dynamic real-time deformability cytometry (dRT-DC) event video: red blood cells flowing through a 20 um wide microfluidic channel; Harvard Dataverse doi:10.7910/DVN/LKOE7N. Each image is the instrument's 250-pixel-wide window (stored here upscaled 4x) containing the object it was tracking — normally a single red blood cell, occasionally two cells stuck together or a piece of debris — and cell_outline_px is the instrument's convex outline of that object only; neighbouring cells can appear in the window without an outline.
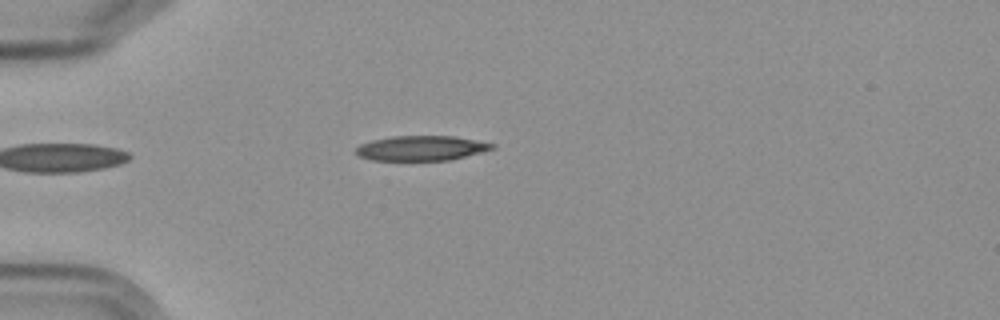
{"species": "Egyptian fruit bat (a non-hibernating species)", "species_latin": "Rousettus aegyptiacus", "temperature_condition": "cold", "stored_images_in_passage": 4, "camera_frame_rate_fps": 3000, "um_per_image_px": 0.085, "frame": {"image": 1, "passage_image": 2, "time_ms": 2.0, "image_size_px": [1000, 320], "cell_outline_px": [[496, 148], [452, 160], [372, 160], [356, 156], [356, 148], [360, 144], [372, 140], [392, 136], [452, 136], [496, 144]], "centroid_in_image_um": [35.8, 12.6], "position_along_channel_um": 49.2, "area_um2": 19.77}}
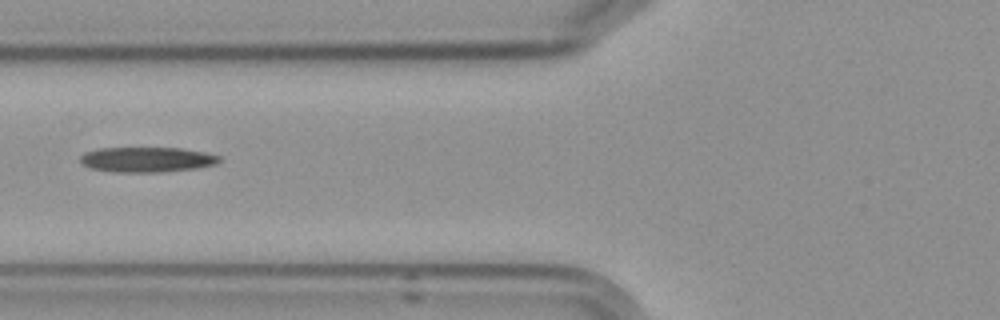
{"frame": {"image": 2, "passage_image": 4, "time_ms": 4.333, "image_size_px": [1000, 320], "cell_outline_px": [[224, 160], [216, 164], [200, 168], [160, 172], [112, 172], [88, 168], [80, 160], [80, 156], [84, 152], [96, 148], [180, 148], [204, 152], [224, 156]], "centroid_in_image_um": [12.53, 13.56], "position_along_channel_um": 113.3, "area_um2": 20.75}}